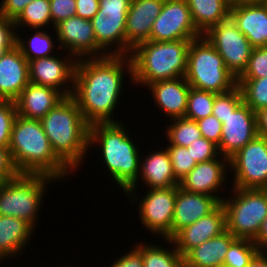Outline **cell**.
<instances>
[{"instance_id": "cell-46", "label": "cell", "mask_w": 267, "mask_h": 267, "mask_svg": "<svg viewBox=\"0 0 267 267\" xmlns=\"http://www.w3.org/2000/svg\"><path fill=\"white\" fill-rule=\"evenodd\" d=\"M109 267H143L142 253L134 247L127 254L120 255Z\"/></svg>"}, {"instance_id": "cell-55", "label": "cell", "mask_w": 267, "mask_h": 267, "mask_svg": "<svg viewBox=\"0 0 267 267\" xmlns=\"http://www.w3.org/2000/svg\"><path fill=\"white\" fill-rule=\"evenodd\" d=\"M263 3L267 6V0H264Z\"/></svg>"}, {"instance_id": "cell-56", "label": "cell", "mask_w": 267, "mask_h": 267, "mask_svg": "<svg viewBox=\"0 0 267 267\" xmlns=\"http://www.w3.org/2000/svg\"><path fill=\"white\" fill-rule=\"evenodd\" d=\"M2 101H4V99L1 97V95H0V102H2Z\"/></svg>"}, {"instance_id": "cell-42", "label": "cell", "mask_w": 267, "mask_h": 267, "mask_svg": "<svg viewBox=\"0 0 267 267\" xmlns=\"http://www.w3.org/2000/svg\"><path fill=\"white\" fill-rule=\"evenodd\" d=\"M14 21L0 15V58L16 45Z\"/></svg>"}, {"instance_id": "cell-40", "label": "cell", "mask_w": 267, "mask_h": 267, "mask_svg": "<svg viewBox=\"0 0 267 267\" xmlns=\"http://www.w3.org/2000/svg\"><path fill=\"white\" fill-rule=\"evenodd\" d=\"M187 149L188 151H190L193 159L197 163L206 162V161H210L215 158L224 157L220 155L218 146L204 137H201L195 140V142L191 143L187 147Z\"/></svg>"}, {"instance_id": "cell-51", "label": "cell", "mask_w": 267, "mask_h": 267, "mask_svg": "<svg viewBox=\"0 0 267 267\" xmlns=\"http://www.w3.org/2000/svg\"><path fill=\"white\" fill-rule=\"evenodd\" d=\"M259 252L262 254V256L267 260V243L264 244L260 249Z\"/></svg>"}, {"instance_id": "cell-6", "label": "cell", "mask_w": 267, "mask_h": 267, "mask_svg": "<svg viewBox=\"0 0 267 267\" xmlns=\"http://www.w3.org/2000/svg\"><path fill=\"white\" fill-rule=\"evenodd\" d=\"M184 78L190 87L225 93L237 86L236 77L225 66L223 58L202 35L191 40Z\"/></svg>"}, {"instance_id": "cell-10", "label": "cell", "mask_w": 267, "mask_h": 267, "mask_svg": "<svg viewBox=\"0 0 267 267\" xmlns=\"http://www.w3.org/2000/svg\"><path fill=\"white\" fill-rule=\"evenodd\" d=\"M203 36L223 58L225 66L238 79L247 68L253 47L229 17L211 27Z\"/></svg>"}, {"instance_id": "cell-30", "label": "cell", "mask_w": 267, "mask_h": 267, "mask_svg": "<svg viewBox=\"0 0 267 267\" xmlns=\"http://www.w3.org/2000/svg\"><path fill=\"white\" fill-rule=\"evenodd\" d=\"M33 31L35 34L26 41L23 40L22 36L16 35V46L28 62L52 56L51 53H54L53 48L56 46L54 45L55 41L53 42L54 39H52L49 33L39 28H35Z\"/></svg>"}, {"instance_id": "cell-45", "label": "cell", "mask_w": 267, "mask_h": 267, "mask_svg": "<svg viewBox=\"0 0 267 267\" xmlns=\"http://www.w3.org/2000/svg\"><path fill=\"white\" fill-rule=\"evenodd\" d=\"M32 1L34 0H3L0 3V15L14 21Z\"/></svg>"}, {"instance_id": "cell-39", "label": "cell", "mask_w": 267, "mask_h": 267, "mask_svg": "<svg viewBox=\"0 0 267 267\" xmlns=\"http://www.w3.org/2000/svg\"><path fill=\"white\" fill-rule=\"evenodd\" d=\"M267 77V47L252 49L247 68L238 79H260Z\"/></svg>"}, {"instance_id": "cell-15", "label": "cell", "mask_w": 267, "mask_h": 267, "mask_svg": "<svg viewBox=\"0 0 267 267\" xmlns=\"http://www.w3.org/2000/svg\"><path fill=\"white\" fill-rule=\"evenodd\" d=\"M60 49L73 55L77 60L107 56L96 43L92 23L88 19L72 16L54 27ZM59 40V41H58ZM67 50V51H65Z\"/></svg>"}, {"instance_id": "cell-34", "label": "cell", "mask_w": 267, "mask_h": 267, "mask_svg": "<svg viewBox=\"0 0 267 267\" xmlns=\"http://www.w3.org/2000/svg\"><path fill=\"white\" fill-rule=\"evenodd\" d=\"M217 93L190 87L185 118L198 121L213 113V103Z\"/></svg>"}, {"instance_id": "cell-49", "label": "cell", "mask_w": 267, "mask_h": 267, "mask_svg": "<svg viewBox=\"0 0 267 267\" xmlns=\"http://www.w3.org/2000/svg\"><path fill=\"white\" fill-rule=\"evenodd\" d=\"M253 242L259 249L267 243V218L262 222L260 230Z\"/></svg>"}, {"instance_id": "cell-12", "label": "cell", "mask_w": 267, "mask_h": 267, "mask_svg": "<svg viewBox=\"0 0 267 267\" xmlns=\"http://www.w3.org/2000/svg\"><path fill=\"white\" fill-rule=\"evenodd\" d=\"M138 205L139 218L145 229L171 239V226L177 186L148 189Z\"/></svg>"}, {"instance_id": "cell-23", "label": "cell", "mask_w": 267, "mask_h": 267, "mask_svg": "<svg viewBox=\"0 0 267 267\" xmlns=\"http://www.w3.org/2000/svg\"><path fill=\"white\" fill-rule=\"evenodd\" d=\"M159 110L170 119L185 117L190 85L184 77L157 81L146 86Z\"/></svg>"}, {"instance_id": "cell-37", "label": "cell", "mask_w": 267, "mask_h": 267, "mask_svg": "<svg viewBox=\"0 0 267 267\" xmlns=\"http://www.w3.org/2000/svg\"><path fill=\"white\" fill-rule=\"evenodd\" d=\"M166 148L171 158L173 173L180 182L197 165V162L187 147L168 145Z\"/></svg>"}, {"instance_id": "cell-25", "label": "cell", "mask_w": 267, "mask_h": 267, "mask_svg": "<svg viewBox=\"0 0 267 267\" xmlns=\"http://www.w3.org/2000/svg\"><path fill=\"white\" fill-rule=\"evenodd\" d=\"M164 148L140 159L138 179L140 177L145 182L147 189L168 188L180 184L173 173L169 152Z\"/></svg>"}, {"instance_id": "cell-8", "label": "cell", "mask_w": 267, "mask_h": 267, "mask_svg": "<svg viewBox=\"0 0 267 267\" xmlns=\"http://www.w3.org/2000/svg\"><path fill=\"white\" fill-rule=\"evenodd\" d=\"M231 190L233 195L221 201L226 230L235 238L253 241L267 218V189L232 187Z\"/></svg>"}, {"instance_id": "cell-33", "label": "cell", "mask_w": 267, "mask_h": 267, "mask_svg": "<svg viewBox=\"0 0 267 267\" xmlns=\"http://www.w3.org/2000/svg\"><path fill=\"white\" fill-rule=\"evenodd\" d=\"M243 102L255 113L267 108V77L260 79H237Z\"/></svg>"}, {"instance_id": "cell-9", "label": "cell", "mask_w": 267, "mask_h": 267, "mask_svg": "<svg viewBox=\"0 0 267 267\" xmlns=\"http://www.w3.org/2000/svg\"><path fill=\"white\" fill-rule=\"evenodd\" d=\"M130 2L131 0H99V10L90 21L97 46L106 55L129 56L132 51L126 43L125 32Z\"/></svg>"}, {"instance_id": "cell-29", "label": "cell", "mask_w": 267, "mask_h": 267, "mask_svg": "<svg viewBox=\"0 0 267 267\" xmlns=\"http://www.w3.org/2000/svg\"><path fill=\"white\" fill-rule=\"evenodd\" d=\"M166 243L172 248L165 249L161 245L139 243L136 248L142 253L143 267H184V258L175 248L171 239Z\"/></svg>"}, {"instance_id": "cell-7", "label": "cell", "mask_w": 267, "mask_h": 267, "mask_svg": "<svg viewBox=\"0 0 267 267\" xmlns=\"http://www.w3.org/2000/svg\"><path fill=\"white\" fill-rule=\"evenodd\" d=\"M57 180L42 174H19L0 182V216H13L28 222L36 229L47 185Z\"/></svg>"}, {"instance_id": "cell-24", "label": "cell", "mask_w": 267, "mask_h": 267, "mask_svg": "<svg viewBox=\"0 0 267 267\" xmlns=\"http://www.w3.org/2000/svg\"><path fill=\"white\" fill-rule=\"evenodd\" d=\"M65 97L56 89L29 83L15 100L17 114L28 119H41Z\"/></svg>"}, {"instance_id": "cell-26", "label": "cell", "mask_w": 267, "mask_h": 267, "mask_svg": "<svg viewBox=\"0 0 267 267\" xmlns=\"http://www.w3.org/2000/svg\"><path fill=\"white\" fill-rule=\"evenodd\" d=\"M236 238L225 230L220 235L191 249L184 258V267H218Z\"/></svg>"}, {"instance_id": "cell-47", "label": "cell", "mask_w": 267, "mask_h": 267, "mask_svg": "<svg viewBox=\"0 0 267 267\" xmlns=\"http://www.w3.org/2000/svg\"><path fill=\"white\" fill-rule=\"evenodd\" d=\"M99 10V0H76L75 16L91 20Z\"/></svg>"}, {"instance_id": "cell-16", "label": "cell", "mask_w": 267, "mask_h": 267, "mask_svg": "<svg viewBox=\"0 0 267 267\" xmlns=\"http://www.w3.org/2000/svg\"><path fill=\"white\" fill-rule=\"evenodd\" d=\"M257 135V114L242 102L224 119L218 146L220 155L230 159Z\"/></svg>"}, {"instance_id": "cell-13", "label": "cell", "mask_w": 267, "mask_h": 267, "mask_svg": "<svg viewBox=\"0 0 267 267\" xmlns=\"http://www.w3.org/2000/svg\"><path fill=\"white\" fill-rule=\"evenodd\" d=\"M202 35L193 24L186 0H165L159 16L152 24L151 41L197 39Z\"/></svg>"}, {"instance_id": "cell-20", "label": "cell", "mask_w": 267, "mask_h": 267, "mask_svg": "<svg viewBox=\"0 0 267 267\" xmlns=\"http://www.w3.org/2000/svg\"><path fill=\"white\" fill-rule=\"evenodd\" d=\"M219 204L213 196L189 192L177 186L171 238L184 227L208 215Z\"/></svg>"}, {"instance_id": "cell-32", "label": "cell", "mask_w": 267, "mask_h": 267, "mask_svg": "<svg viewBox=\"0 0 267 267\" xmlns=\"http://www.w3.org/2000/svg\"><path fill=\"white\" fill-rule=\"evenodd\" d=\"M172 123L166 128V138L169 145L188 147L202 137L198 123L185 117L171 119Z\"/></svg>"}, {"instance_id": "cell-53", "label": "cell", "mask_w": 267, "mask_h": 267, "mask_svg": "<svg viewBox=\"0 0 267 267\" xmlns=\"http://www.w3.org/2000/svg\"><path fill=\"white\" fill-rule=\"evenodd\" d=\"M218 267H231V266H228V265H225V264H221Z\"/></svg>"}, {"instance_id": "cell-1", "label": "cell", "mask_w": 267, "mask_h": 267, "mask_svg": "<svg viewBox=\"0 0 267 267\" xmlns=\"http://www.w3.org/2000/svg\"><path fill=\"white\" fill-rule=\"evenodd\" d=\"M124 71L133 81L128 55L77 60L71 97L89 125L119 121L114 120L113 113L122 95Z\"/></svg>"}, {"instance_id": "cell-3", "label": "cell", "mask_w": 267, "mask_h": 267, "mask_svg": "<svg viewBox=\"0 0 267 267\" xmlns=\"http://www.w3.org/2000/svg\"><path fill=\"white\" fill-rule=\"evenodd\" d=\"M9 149L20 174H42L63 181L72 172L53 152L39 119L17 115Z\"/></svg>"}, {"instance_id": "cell-52", "label": "cell", "mask_w": 267, "mask_h": 267, "mask_svg": "<svg viewBox=\"0 0 267 267\" xmlns=\"http://www.w3.org/2000/svg\"><path fill=\"white\" fill-rule=\"evenodd\" d=\"M230 5L238 4V3H244L249 2V0H226Z\"/></svg>"}, {"instance_id": "cell-31", "label": "cell", "mask_w": 267, "mask_h": 267, "mask_svg": "<svg viewBox=\"0 0 267 267\" xmlns=\"http://www.w3.org/2000/svg\"><path fill=\"white\" fill-rule=\"evenodd\" d=\"M51 23V24H50ZM15 29L21 27L32 29H45L47 25H52L50 13V0H34L29 3L20 15L14 20ZM26 25V26H25ZM19 27V28H18Z\"/></svg>"}, {"instance_id": "cell-41", "label": "cell", "mask_w": 267, "mask_h": 267, "mask_svg": "<svg viewBox=\"0 0 267 267\" xmlns=\"http://www.w3.org/2000/svg\"><path fill=\"white\" fill-rule=\"evenodd\" d=\"M50 13L55 27L58 23L75 16L76 0H50Z\"/></svg>"}, {"instance_id": "cell-38", "label": "cell", "mask_w": 267, "mask_h": 267, "mask_svg": "<svg viewBox=\"0 0 267 267\" xmlns=\"http://www.w3.org/2000/svg\"><path fill=\"white\" fill-rule=\"evenodd\" d=\"M17 115L15 101L0 102V146L9 147L12 127Z\"/></svg>"}, {"instance_id": "cell-17", "label": "cell", "mask_w": 267, "mask_h": 267, "mask_svg": "<svg viewBox=\"0 0 267 267\" xmlns=\"http://www.w3.org/2000/svg\"><path fill=\"white\" fill-rule=\"evenodd\" d=\"M225 230V211L220 203L208 215L178 231L171 240L178 252L184 257L194 247L220 235Z\"/></svg>"}, {"instance_id": "cell-21", "label": "cell", "mask_w": 267, "mask_h": 267, "mask_svg": "<svg viewBox=\"0 0 267 267\" xmlns=\"http://www.w3.org/2000/svg\"><path fill=\"white\" fill-rule=\"evenodd\" d=\"M165 0H131L126 19V43L133 49L150 41L152 24L159 16Z\"/></svg>"}, {"instance_id": "cell-36", "label": "cell", "mask_w": 267, "mask_h": 267, "mask_svg": "<svg viewBox=\"0 0 267 267\" xmlns=\"http://www.w3.org/2000/svg\"><path fill=\"white\" fill-rule=\"evenodd\" d=\"M242 102L243 97L238 85L230 91L218 93L215 95L212 115L223 124L224 119H226L230 113H234Z\"/></svg>"}, {"instance_id": "cell-2", "label": "cell", "mask_w": 267, "mask_h": 267, "mask_svg": "<svg viewBox=\"0 0 267 267\" xmlns=\"http://www.w3.org/2000/svg\"><path fill=\"white\" fill-rule=\"evenodd\" d=\"M95 143V144H94ZM98 144L103 163L111 177L130 201L136 199L140 155L126 127L121 122L94 123L90 125L89 148Z\"/></svg>"}, {"instance_id": "cell-44", "label": "cell", "mask_w": 267, "mask_h": 267, "mask_svg": "<svg viewBox=\"0 0 267 267\" xmlns=\"http://www.w3.org/2000/svg\"><path fill=\"white\" fill-rule=\"evenodd\" d=\"M19 174L12 160L9 147L0 146V182L12 180Z\"/></svg>"}, {"instance_id": "cell-22", "label": "cell", "mask_w": 267, "mask_h": 267, "mask_svg": "<svg viewBox=\"0 0 267 267\" xmlns=\"http://www.w3.org/2000/svg\"><path fill=\"white\" fill-rule=\"evenodd\" d=\"M29 83L28 61L15 45L0 58V95L15 101Z\"/></svg>"}, {"instance_id": "cell-48", "label": "cell", "mask_w": 267, "mask_h": 267, "mask_svg": "<svg viewBox=\"0 0 267 267\" xmlns=\"http://www.w3.org/2000/svg\"><path fill=\"white\" fill-rule=\"evenodd\" d=\"M257 134L267 139V108L257 113Z\"/></svg>"}, {"instance_id": "cell-54", "label": "cell", "mask_w": 267, "mask_h": 267, "mask_svg": "<svg viewBox=\"0 0 267 267\" xmlns=\"http://www.w3.org/2000/svg\"><path fill=\"white\" fill-rule=\"evenodd\" d=\"M249 1H261V2H263L264 0H249Z\"/></svg>"}, {"instance_id": "cell-5", "label": "cell", "mask_w": 267, "mask_h": 267, "mask_svg": "<svg viewBox=\"0 0 267 267\" xmlns=\"http://www.w3.org/2000/svg\"><path fill=\"white\" fill-rule=\"evenodd\" d=\"M191 40L145 41L136 45L131 53L132 83L139 86L184 77L187 69Z\"/></svg>"}, {"instance_id": "cell-27", "label": "cell", "mask_w": 267, "mask_h": 267, "mask_svg": "<svg viewBox=\"0 0 267 267\" xmlns=\"http://www.w3.org/2000/svg\"><path fill=\"white\" fill-rule=\"evenodd\" d=\"M34 228L26 221L13 216H0V261L21 255L27 247ZM1 263V262H0Z\"/></svg>"}, {"instance_id": "cell-50", "label": "cell", "mask_w": 267, "mask_h": 267, "mask_svg": "<svg viewBox=\"0 0 267 267\" xmlns=\"http://www.w3.org/2000/svg\"><path fill=\"white\" fill-rule=\"evenodd\" d=\"M248 267H267V260L259 252Z\"/></svg>"}, {"instance_id": "cell-4", "label": "cell", "mask_w": 267, "mask_h": 267, "mask_svg": "<svg viewBox=\"0 0 267 267\" xmlns=\"http://www.w3.org/2000/svg\"><path fill=\"white\" fill-rule=\"evenodd\" d=\"M40 122L53 152L75 173L87 155L90 132L76 101L65 97Z\"/></svg>"}, {"instance_id": "cell-43", "label": "cell", "mask_w": 267, "mask_h": 267, "mask_svg": "<svg viewBox=\"0 0 267 267\" xmlns=\"http://www.w3.org/2000/svg\"><path fill=\"white\" fill-rule=\"evenodd\" d=\"M197 123L202 137L219 146L222 134V123L213 115L200 119Z\"/></svg>"}, {"instance_id": "cell-18", "label": "cell", "mask_w": 267, "mask_h": 267, "mask_svg": "<svg viewBox=\"0 0 267 267\" xmlns=\"http://www.w3.org/2000/svg\"><path fill=\"white\" fill-rule=\"evenodd\" d=\"M227 168H229V159L226 157H223V160L215 158L197 163L180 181L179 186L189 192L213 196L221 203L225 197H220L216 193L222 188L224 182L227 184Z\"/></svg>"}, {"instance_id": "cell-28", "label": "cell", "mask_w": 267, "mask_h": 267, "mask_svg": "<svg viewBox=\"0 0 267 267\" xmlns=\"http://www.w3.org/2000/svg\"><path fill=\"white\" fill-rule=\"evenodd\" d=\"M191 18L198 32L203 35L211 27L227 20L230 4L226 0H186Z\"/></svg>"}, {"instance_id": "cell-35", "label": "cell", "mask_w": 267, "mask_h": 267, "mask_svg": "<svg viewBox=\"0 0 267 267\" xmlns=\"http://www.w3.org/2000/svg\"><path fill=\"white\" fill-rule=\"evenodd\" d=\"M258 253L259 248L252 240L236 238L231 243L223 264L231 267H248Z\"/></svg>"}, {"instance_id": "cell-14", "label": "cell", "mask_w": 267, "mask_h": 267, "mask_svg": "<svg viewBox=\"0 0 267 267\" xmlns=\"http://www.w3.org/2000/svg\"><path fill=\"white\" fill-rule=\"evenodd\" d=\"M59 58L52 55L29 61V80L30 83L54 88L64 97H70L73 93L77 59L71 54Z\"/></svg>"}, {"instance_id": "cell-11", "label": "cell", "mask_w": 267, "mask_h": 267, "mask_svg": "<svg viewBox=\"0 0 267 267\" xmlns=\"http://www.w3.org/2000/svg\"><path fill=\"white\" fill-rule=\"evenodd\" d=\"M233 187L267 189V139L257 135L229 159Z\"/></svg>"}, {"instance_id": "cell-19", "label": "cell", "mask_w": 267, "mask_h": 267, "mask_svg": "<svg viewBox=\"0 0 267 267\" xmlns=\"http://www.w3.org/2000/svg\"><path fill=\"white\" fill-rule=\"evenodd\" d=\"M253 48L267 47V6L249 1L230 6V16Z\"/></svg>"}]
</instances>
